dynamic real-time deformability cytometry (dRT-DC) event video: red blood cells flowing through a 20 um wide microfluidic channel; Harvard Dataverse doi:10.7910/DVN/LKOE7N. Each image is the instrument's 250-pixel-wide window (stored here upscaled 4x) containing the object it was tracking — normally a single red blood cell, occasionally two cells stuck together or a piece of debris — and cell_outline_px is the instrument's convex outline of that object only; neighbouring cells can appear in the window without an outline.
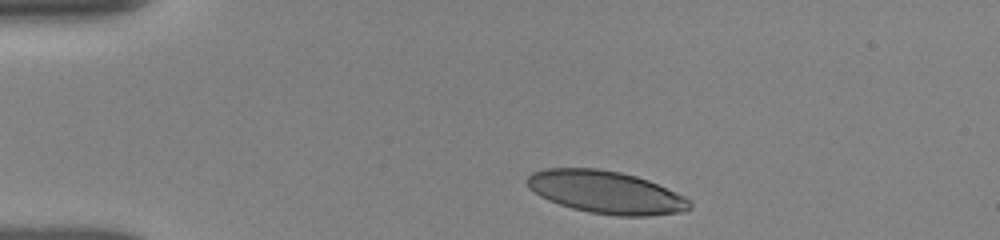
{"species": "human", "species_latin": "Homo sapiens", "temperature_condition": "room temperature", "stored_images_in_passage": 6, "camera_frame_rate_fps": 3000, "um_per_image_px": 0.085, "donor": {"sex": "female"}, "frame": {"image": 1, "passage_image": 1, "time_ms": 0.0, "image_size_px": [1000, 240], "cell_outline_px": [[692, 208], [684, 212], [648, 216], [616, 216], [588, 212], [572, 208], [548, 200], [540, 196], [528, 188], [528, 176], [532, 172], [544, 168], [596, 168], [620, 172], [636, 176], [648, 180], [684, 196], [692, 204]], "centroid_in_image_um": [51.51, 16.34], "position_along_channel_um": 33.5, "area_um2": 40.4}}
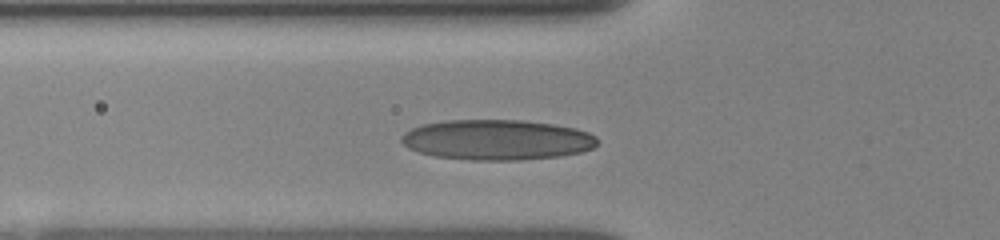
{"frame": {"image": 2, "passage_image": 4, "time_ms": 2.667, "image_size_px": [1000, 240], "cell_outline_px": [[596, 144], [592, 148], [580, 152], [560, 156], [520, 160], [472, 160], [432, 156], [408, 148], [400, 140], [400, 136], [404, 132], [412, 128], [424, 124], [448, 120], [524, 120], [552, 124], [576, 128], [588, 132], [596, 136]], "centroid_in_image_um": [42.22, 11.88], "position_along_channel_um": 83.6, "area_um2": 46.07}}
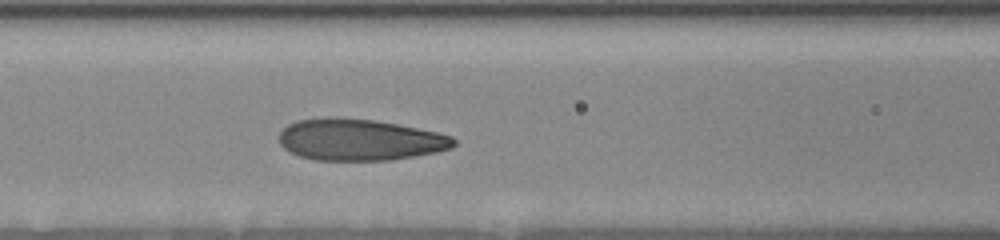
{"frame": {"image": 3, "passage_image": 6, "time_ms": 4.0, "image_size_px": [1000, 240], "cell_outline_px": [[456, 144], [452, 148], [436, 152], [392, 160], [316, 160], [300, 156], [288, 152], [280, 144], [280, 132], [288, 124], [296, 120], [328, 116], [340, 116], [376, 120], [436, 132], [452, 136], [456, 140]], "centroid_in_image_um": [30.55, 11.86], "position_along_channel_um": 136.1, "area_um2": 42.6}}